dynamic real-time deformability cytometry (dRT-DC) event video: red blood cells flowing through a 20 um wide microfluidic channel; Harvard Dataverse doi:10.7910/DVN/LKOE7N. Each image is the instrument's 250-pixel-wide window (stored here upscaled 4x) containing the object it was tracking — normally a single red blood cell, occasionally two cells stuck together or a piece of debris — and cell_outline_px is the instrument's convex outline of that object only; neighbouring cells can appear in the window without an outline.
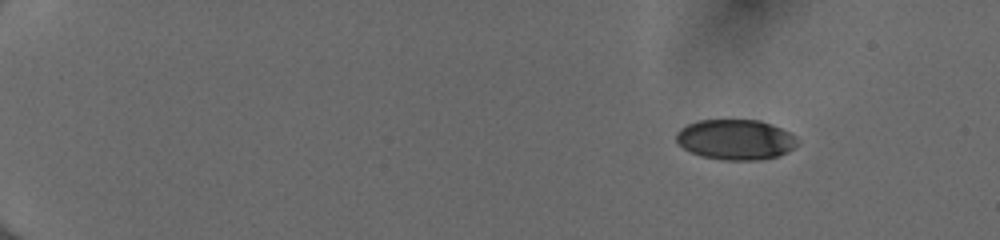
{"species": "human", "species_latin": "Homo sapiens", "temperature_condition": "cold", "stored_images_in_passage": 47, "camera_frame_rate_fps": 3000, "um_per_image_px": 0.085, "donor": {"sex": "female"}, "frame": {"image": 1, "passage_image": 1, "time_ms": 0.0, "image_size_px": [1000, 240], "cell_outline_px": [[796, 144], [788, 152], [776, 156], [760, 160], [724, 160], [700, 156], [684, 148], [676, 140], [676, 132], [680, 128], [688, 124], [700, 120], [760, 120], [772, 124], [796, 136]], "centroid_in_image_um": [62.51, 11.86], "position_along_channel_um": 22.5, "area_um2": 28.32}}
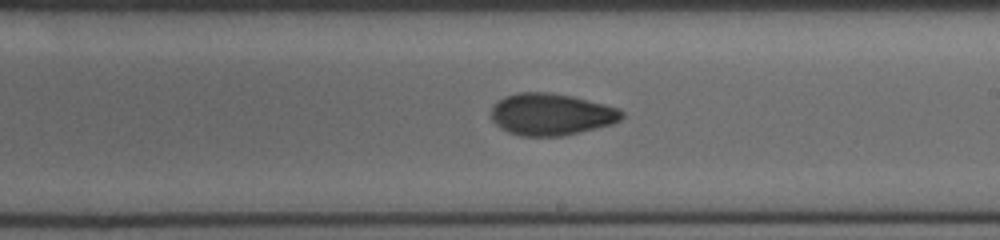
{"frame": {"image": 2, "passage_image": 28, "time_ms": 9.0, "image_size_px": [1000, 240], "cell_outline_px": [[624, 116], [620, 120], [612, 124], [564, 136], [520, 136], [508, 132], [500, 128], [492, 120], [492, 108], [504, 96], [516, 92], [548, 92], [572, 96], [620, 108], [624, 112]], "centroid_in_image_um": [46.87, 9.72], "position_along_channel_um": 242.1, "area_um2": 31.96}}
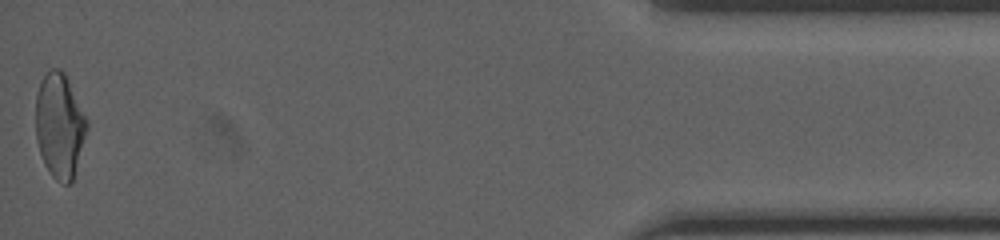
{"frame": {"image": 3, "passage_image": 47, "time_ms": 15.333, "image_size_px": [1000, 240], "cell_outline_px": [[88, 128], [72, 184], [64, 184], [56, 180], [52, 176], [44, 164], [36, 140], [36, 92], [40, 80], [52, 68], [60, 68], [64, 72], [88, 120]], "centroid_in_image_um": [5.07, 10.69], "position_along_channel_um": 430.1, "area_um2": 31.44}, "authors_computed_cell_mechanics": {"area_um2": 30.9808, "velocity_mm_per_s": 4.0539, "shape_relaxation_time_tau1_ms": 5.5897, "shape_relaxation_time_tau2_ms": 1.953, "deformation_change_tau1": 0.1655, "deformation_change_tau2": 0.0656}}